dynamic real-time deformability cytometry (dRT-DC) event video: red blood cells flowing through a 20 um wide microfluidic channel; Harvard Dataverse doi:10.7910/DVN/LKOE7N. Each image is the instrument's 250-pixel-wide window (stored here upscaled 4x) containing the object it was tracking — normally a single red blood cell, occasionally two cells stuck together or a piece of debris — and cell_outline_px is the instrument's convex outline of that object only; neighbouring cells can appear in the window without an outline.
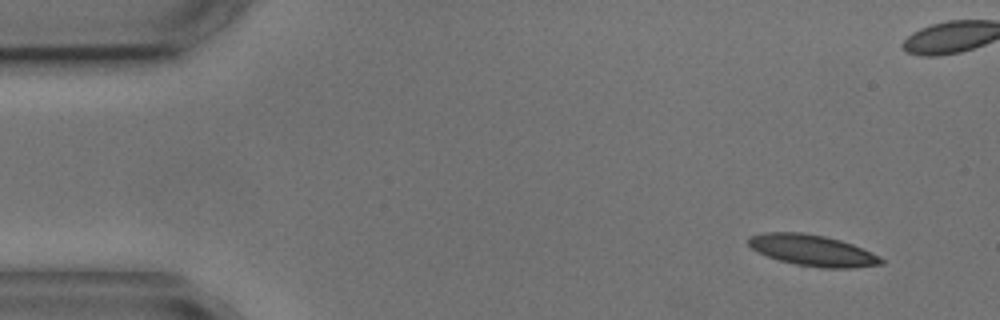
{"species": "common noctule bat (a hibernating species)", "species_latin": "Nyctalus noctula", "temperature_condition": "cold", "stored_images_in_passage": 4, "segment_of_instrument_passage": [2, 2], "camera_frame_rate_fps": 3000, "um_per_image_px": 0.085, "animal": {"sex": "male", "body_mass_g": 17.9, "forearm_length_mm": 54.2}, "frame": {"image": 1, "passage_image": 4, "time_ms": 5.0, "image_size_px": [1000, 320], "cell_outline_px": [[884, 264], [852, 268], [820, 268], [796, 264], [780, 260], [768, 256], [752, 248], [748, 244], [748, 236], [764, 232], [804, 232], [824, 236], [840, 240], [852, 244], [880, 256], [884, 260]], "centroid_in_image_um": [69.08, 21.28], "position_along_channel_um": 15.9, "area_um2": 24.04}}